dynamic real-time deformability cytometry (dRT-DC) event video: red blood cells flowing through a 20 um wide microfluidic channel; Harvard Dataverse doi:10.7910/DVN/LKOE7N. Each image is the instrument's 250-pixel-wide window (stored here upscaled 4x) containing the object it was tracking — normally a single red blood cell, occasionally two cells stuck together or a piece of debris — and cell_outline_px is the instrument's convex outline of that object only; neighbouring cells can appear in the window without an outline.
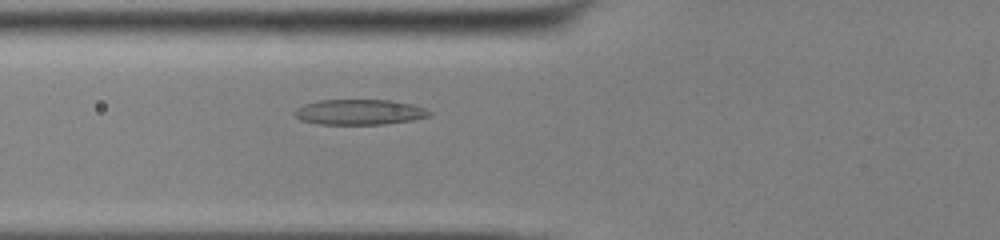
{"species": "common noctule bat (a hibernating species)", "species_latin": "Nyctalus noctula", "temperature_condition": "cold", "stored_images_in_passage": 48, "camera_frame_rate_fps": 3000, "um_per_image_px": 0.085, "animal": {"sex": "male", "body_mass_g": 13.0, "forearm_length_mm": 53.1}, "frame": {"image": 1, "passage_image": 16, "time_ms": 5.0, "image_size_px": [1000, 240], "cell_outline_px": [[432, 116], [412, 120], [384, 124], [320, 124], [300, 120], [292, 112], [296, 108], [304, 104], [320, 100], [388, 100], [412, 104], [424, 108], [432, 112]], "centroid_in_image_um": [30.55, 9.53], "position_along_channel_um": 95.2, "area_um2": 19.94}}
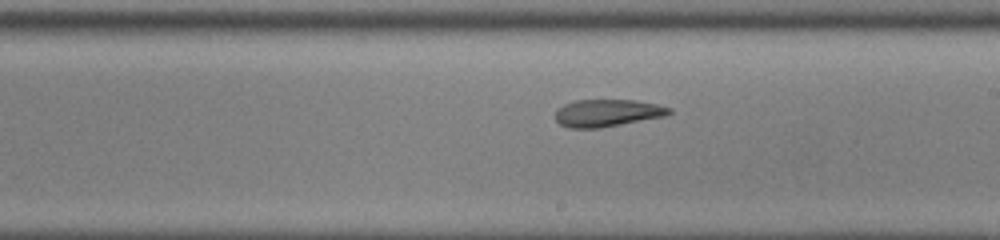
{"frame": {"image": 2, "passage_image": 27, "time_ms": 8.667, "image_size_px": [1000, 240], "cell_outline_px": [[672, 112], [664, 116], [600, 128], [568, 128], [560, 124], [556, 120], [556, 112], [564, 104], [576, 100], [636, 100], [656, 104], [672, 108]], "centroid_in_image_um": [51.62, 9.6], "position_along_channel_um": 237.4, "area_um2": 17.98}}
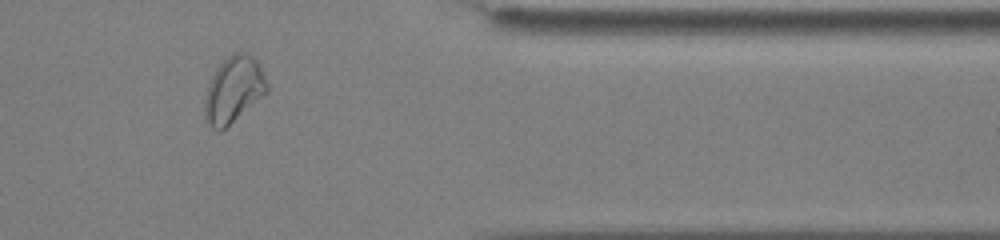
{"frame": {"image": 3, "passage_image": 40, "time_ms": 13.0, "image_size_px": [1000, 240], "cell_outline_px": [[268, 92], [220, 132], [216, 132], [204, 120], [204, 100], [208, 84], [216, 68], [232, 52], [244, 52], [252, 56], [256, 60], [268, 84]], "centroid_in_image_um": [19.83, 7.64], "position_along_channel_um": 391.6, "area_um2": 24.04}, "authors_computed_cell_mechanics": {"area_um2": 21.2126, "velocity_mm_per_s": 3.876, "shape_relaxation_time_tau1_ms": null, "shape_relaxation_time_tau2_ms": 3.6876, "deformation_change_tau1": null, "deformation_change_tau2": 0.1176}}